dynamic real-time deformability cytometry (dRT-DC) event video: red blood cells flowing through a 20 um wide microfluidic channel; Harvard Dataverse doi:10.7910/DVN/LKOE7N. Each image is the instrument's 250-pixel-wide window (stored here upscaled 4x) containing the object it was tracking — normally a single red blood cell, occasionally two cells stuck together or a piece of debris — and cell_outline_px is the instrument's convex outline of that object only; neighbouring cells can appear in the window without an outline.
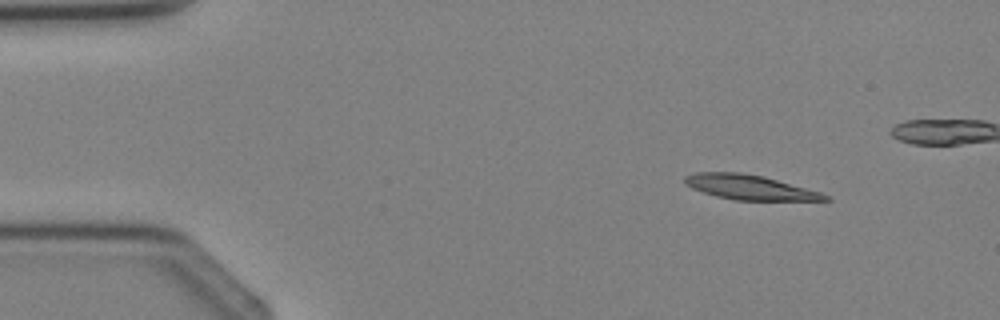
{"species": "Egyptian fruit bat (a non-hibernating species)", "species_latin": "Rousettus aegyptiacus", "temperature_condition": "cold", "stored_images_in_passage": 4, "camera_frame_rate_fps": 3000, "um_per_image_px": 0.085, "animal": {"sex": "female"}, "frame": {"image": 1, "passage_image": 1, "time_ms": 0.0, "image_size_px": [1000, 320], "cell_outline_px": [[832, 200], [736, 200], [716, 196], [692, 188], [684, 184], [684, 176], [692, 172], [740, 172], [764, 176], [820, 192], [828, 196]], "centroid_in_image_um": [63.67, 15.9], "position_along_channel_um": 21.3, "area_um2": 20.11}}
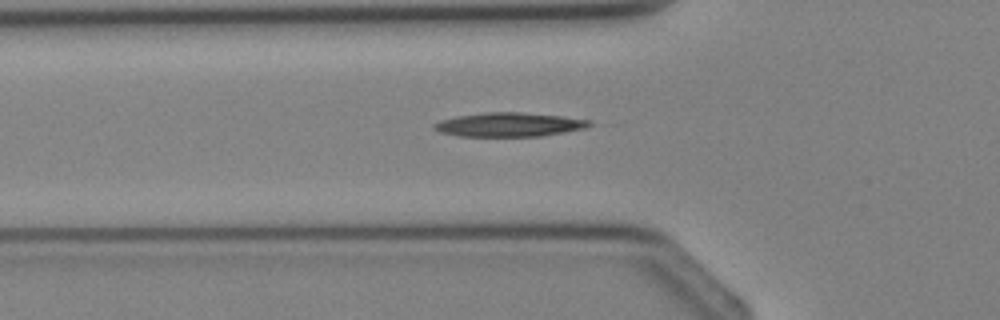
{"frame": {"image": 2, "passage_image": 4, "time_ms": 4.333, "image_size_px": [1000, 320], "cell_outline_px": [[592, 124], [584, 128], [564, 132], [540, 136], [456, 136], [440, 132], [432, 128], [432, 124], [440, 120], [456, 116], [484, 112], [520, 112], [560, 116], [592, 120]], "centroid_in_image_um": [43.22, 10.59], "position_along_channel_um": 82.6, "area_um2": 21.73}}